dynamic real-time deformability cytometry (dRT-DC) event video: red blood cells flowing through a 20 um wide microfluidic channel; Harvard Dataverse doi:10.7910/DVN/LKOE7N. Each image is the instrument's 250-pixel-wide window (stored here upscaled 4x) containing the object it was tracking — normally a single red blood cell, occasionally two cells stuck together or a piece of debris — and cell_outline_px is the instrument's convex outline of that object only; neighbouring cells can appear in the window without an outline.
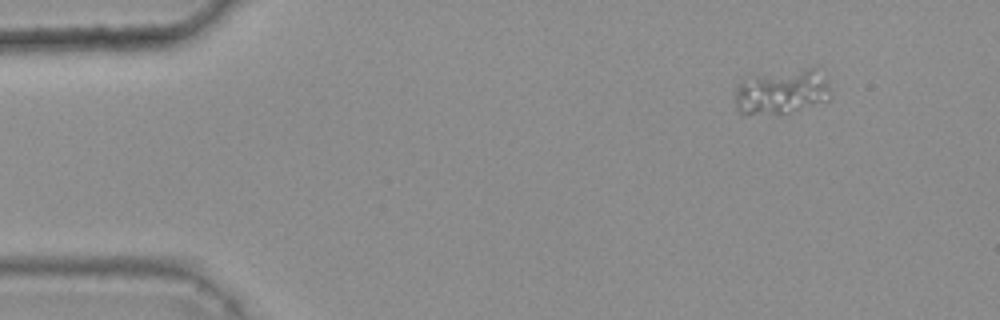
{"species": "common noctule bat (a hibernating species)", "species_latin": "Nyctalus noctula", "temperature_condition": "warm", "stored_images_in_passage": 44, "camera_frame_rate_fps": 3000, "um_per_image_px": 0.085, "animal": {"sex": "female", "body_mass_g": 25.1}, "frame": {"image": 1, "passage_image": 1, "time_ms": 0.0, "image_size_px": [1000, 320], "cell_outline_px": [[832, 96], [828, 100], [784, 116], [744, 116], [736, 112], [736, 84], [748, 72], [804, 68], [816, 68], [828, 84]], "centroid_in_image_um": [66.33, 7.81], "position_along_channel_um": 18.7, "area_um2": 27.11}}
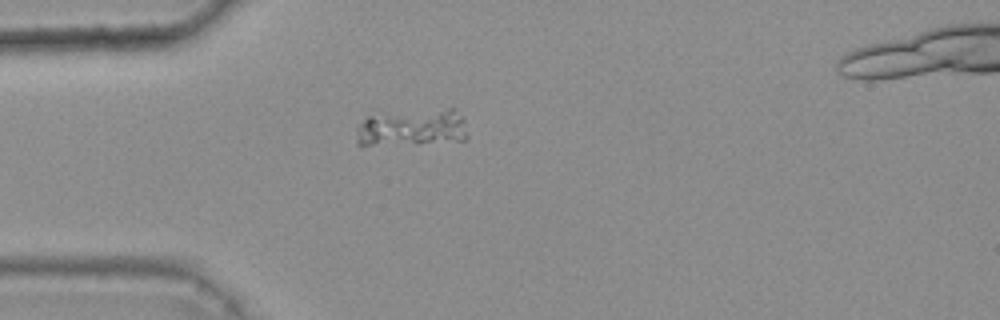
{"frame": {"image": 2, "passage_image": 10, "time_ms": 3.0, "image_size_px": [1000, 320], "cell_outline_px": [[468, 136], [464, 140], [360, 148], [356, 144], [356, 128], [368, 116], [380, 108], [456, 108], [464, 120]], "centroid_in_image_um": [34.9, 10.8], "position_along_channel_um": 50.1, "area_um2": 26.53}}